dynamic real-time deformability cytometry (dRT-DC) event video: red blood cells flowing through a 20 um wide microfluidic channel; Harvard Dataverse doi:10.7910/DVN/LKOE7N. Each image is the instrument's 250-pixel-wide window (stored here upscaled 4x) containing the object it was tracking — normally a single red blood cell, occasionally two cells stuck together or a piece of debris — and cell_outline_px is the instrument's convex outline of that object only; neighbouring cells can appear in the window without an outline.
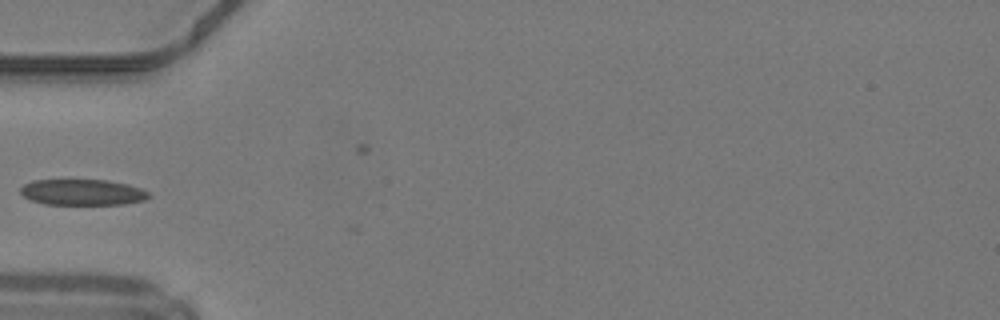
{"species": "common noctule bat (a hibernating species)", "species_latin": "Nyctalus noctula", "temperature_condition": "warm", "stored_images_in_passage": 30, "camera_frame_rate_fps": 3000, "um_per_image_px": 0.085, "animal": {"sex": "male", "body_mass_g": 19.2, "forearm_length_mm": 51.8}, "frame": {"image": 1, "passage_image": 1, "time_ms": 0.0, "image_size_px": [1000, 320], "cell_outline_px": [[152, 196], [144, 200], [124, 204], [44, 204], [32, 200], [24, 196], [20, 192], [20, 188], [24, 184], [32, 180], [108, 180], [128, 184], [140, 188], [148, 192]], "centroid_in_image_um": [7.02, 16.33], "position_along_channel_um": 78.0, "area_um2": 19.36}}
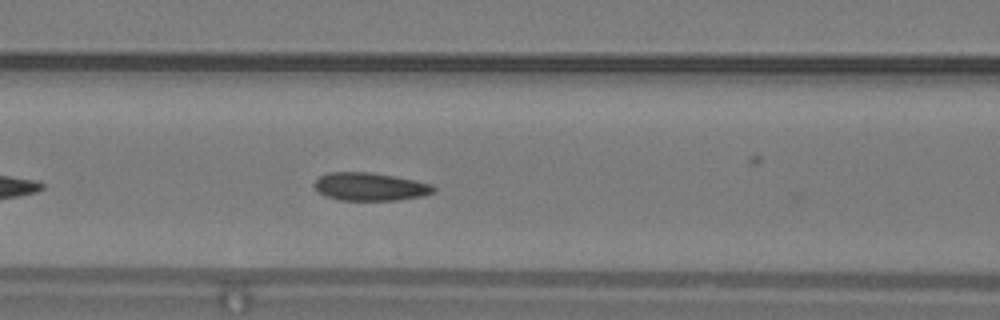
{"frame": {"image": 2, "passage_image": 5, "time_ms": 1.333, "image_size_px": [1000, 320], "cell_outline_px": [[436, 188], [432, 192], [424, 196], [396, 200], [340, 200], [328, 196], [320, 192], [312, 184], [320, 176], [328, 172], [372, 172], [396, 176], [416, 180], [432, 184]], "centroid_in_image_um": [31.48, 15.85], "position_along_channel_um": 135.1, "area_um2": 19.48}}